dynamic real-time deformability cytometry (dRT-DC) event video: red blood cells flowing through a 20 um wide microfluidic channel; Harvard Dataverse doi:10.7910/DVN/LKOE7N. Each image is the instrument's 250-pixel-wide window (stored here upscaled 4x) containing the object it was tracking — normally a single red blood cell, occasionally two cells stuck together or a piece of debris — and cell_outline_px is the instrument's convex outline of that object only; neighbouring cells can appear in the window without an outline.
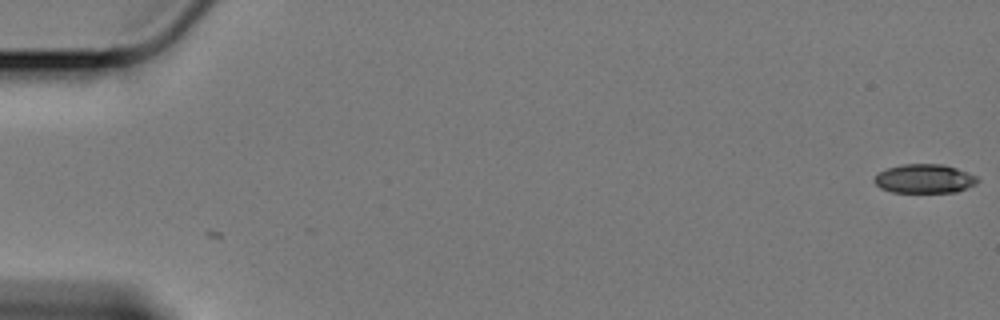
{"species": "Egyptian fruit bat (a non-hibernating species)", "species_latin": "Rousettus aegyptiacus", "temperature_condition": "cold", "stored_images_in_passage": 2, "camera_frame_rate_fps": 3000, "um_per_image_px": 0.085, "animal": {"sex": "female"}, "frame": {"image": 1, "passage_image": 1, "time_ms": 0.0, "image_size_px": [1000, 320], "cell_outline_px": [[980, 180], [976, 184], [956, 192], [892, 192], [880, 188], [872, 180], [876, 172], [900, 164], [944, 164], [956, 168], [976, 176]], "centroid_in_image_um": [78.54, 15.18], "position_along_channel_um": 6.5, "area_um2": 17.57}}